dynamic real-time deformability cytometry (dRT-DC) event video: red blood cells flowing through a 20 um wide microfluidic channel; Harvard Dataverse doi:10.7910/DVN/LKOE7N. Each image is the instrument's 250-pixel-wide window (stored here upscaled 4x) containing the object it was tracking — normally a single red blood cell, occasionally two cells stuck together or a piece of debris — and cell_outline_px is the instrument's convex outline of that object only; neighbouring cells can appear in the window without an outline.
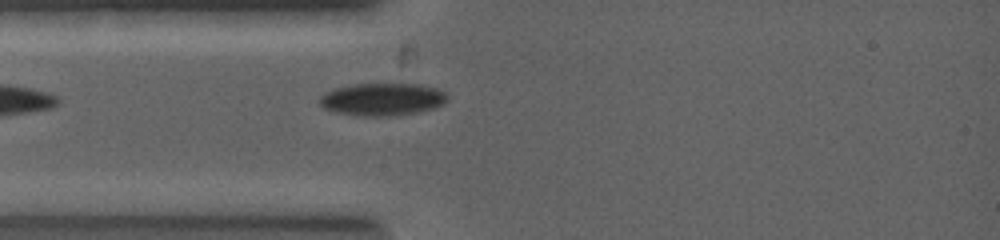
{"species": "common noctule bat (a hibernating species)", "species_latin": "Nyctalus noctula", "temperature_condition": "warm", "stored_images_in_passage": 2, "camera_frame_rate_fps": 5000, "um_per_image_px": 0.085, "animal": {"sex": "female", "body_mass_g": 19.0, "forearm_length_mm": 53.3}, "frame": {"image": 1, "passage_image": 2, "time_ms": 0.6, "image_size_px": [1000, 240], "cell_outline_px": [[448, 100], [432, 108], [412, 112], [380, 116], [364, 116], [336, 112], [324, 108], [320, 104], [320, 100], [328, 92], [336, 88], [356, 84], [420, 84], [436, 88], [444, 92], [448, 96]], "centroid_in_image_um": [32.51, 8.42], "position_along_channel_um": 52.5, "area_um2": 23.47}}